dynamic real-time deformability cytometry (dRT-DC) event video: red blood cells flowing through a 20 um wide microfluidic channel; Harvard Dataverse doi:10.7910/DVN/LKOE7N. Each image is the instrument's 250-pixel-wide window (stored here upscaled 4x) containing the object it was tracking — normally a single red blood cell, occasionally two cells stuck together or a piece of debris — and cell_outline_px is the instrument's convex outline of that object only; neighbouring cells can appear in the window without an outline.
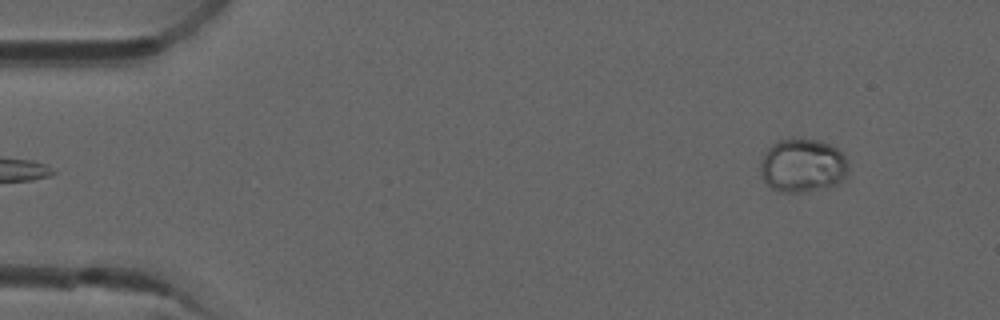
{"species": "common noctule bat (a hibernating species)", "species_latin": "Nyctalus noctula", "temperature_condition": "room temperature", "stored_images_in_passage": 5, "camera_frame_rate_fps": 3000, "um_per_image_px": 0.085, "animal": {"sex": "male", "forearm_length_mm": 52.5}, "frame": {"image": 1, "passage_image": 5, "time_ms": 1.333, "image_size_px": [1000, 320], "cell_outline_px": [[848, 176], [844, 180], [832, 188], [808, 192], [780, 192], [772, 188], [760, 176], [760, 164], [768, 148], [772, 144], [780, 140], [820, 140], [836, 148], [844, 156], [848, 164]], "centroid_in_image_um": [68.26, 14.12], "position_along_channel_um": 16.7, "area_um2": 27.69}}